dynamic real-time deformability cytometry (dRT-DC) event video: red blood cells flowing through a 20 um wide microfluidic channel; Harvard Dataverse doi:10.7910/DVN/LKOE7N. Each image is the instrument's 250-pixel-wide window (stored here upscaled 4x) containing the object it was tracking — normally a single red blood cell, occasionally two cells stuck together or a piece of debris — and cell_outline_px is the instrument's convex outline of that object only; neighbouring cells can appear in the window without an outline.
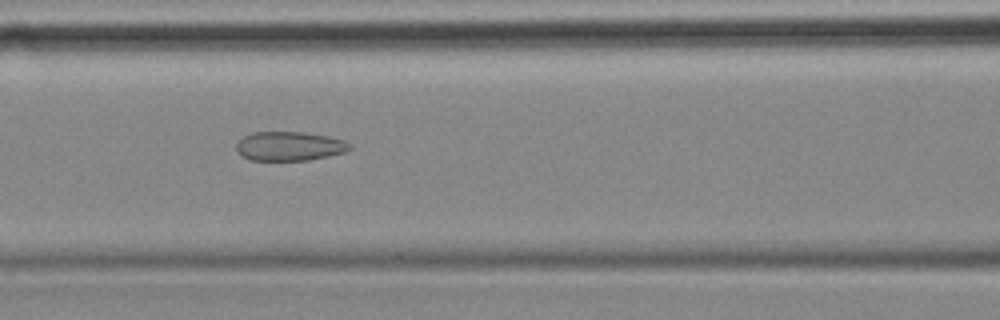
{"species": "common noctule bat (a hibernating species)", "species_latin": "Nyctalus noctula", "temperature_condition": "cold", "stored_images_in_passage": 32, "camera_frame_rate_fps": 3000, "um_per_image_px": 0.085, "animal": {"sex": "female", "body_mass_g": 18.4}, "frame": {"image": 1, "passage_image": 8, "time_ms": 2.333, "image_size_px": [1000, 320], "cell_outline_px": [[352, 148], [344, 152], [328, 156], [308, 160], [248, 160], [240, 156], [236, 148], [236, 144], [244, 136], [252, 132], [304, 132], [328, 136], [344, 140], [352, 144]], "centroid_in_image_um": [24.6, 12.42], "position_along_channel_um": 142.0, "area_um2": 19.36}}
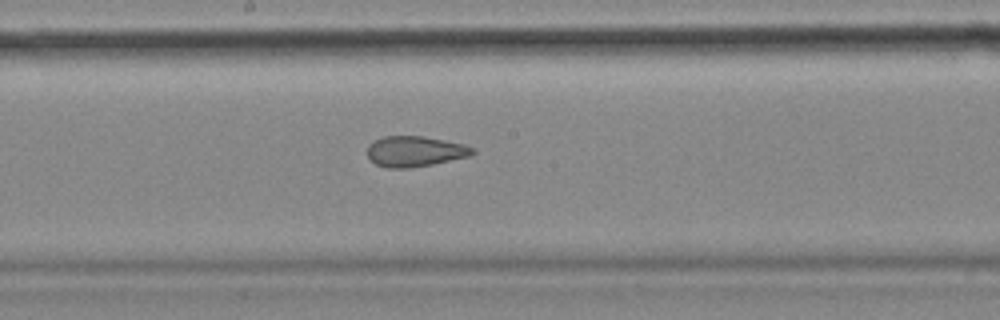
{"frame": {"image": 2, "passage_image": 14, "time_ms": 4.333, "image_size_px": [1000, 320], "cell_outline_px": [[476, 152], [472, 156], [412, 168], [384, 168], [376, 164], [368, 156], [368, 144], [384, 136], [424, 136], [464, 144], [476, 148]], "centroid_in_image_um": [35.32, 12.87], "position_along_channel_um": 212.9, "area_um2": 18.9}}
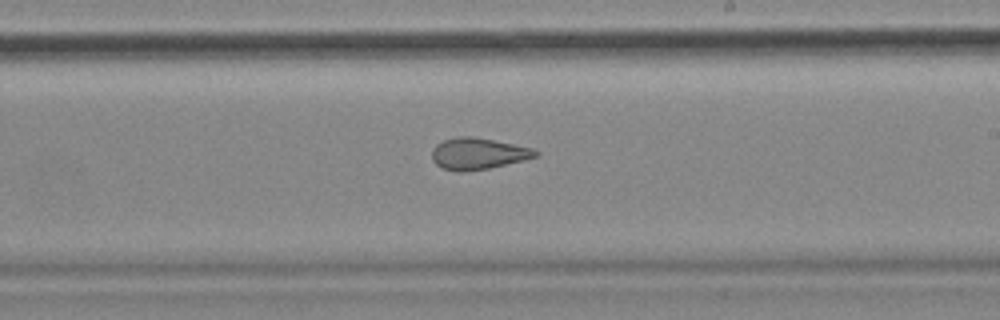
{"frame": {"image": 3, "passage_image": 17, "time_ms": 5.333, "image_size_px": [1000, 320], "cell_outline_px": [[540, 152], [536, 156], [524, 160], [488, 168], [464, 172], [456, 172], [440, 168], [432, 160], [432, 148], [436, 144], [444, 140], [460, 136], [472, 136], [532, 148]], "centroid_in_image_um": [40.58, 13.07], "position_along_channel_um": 248.4, "area_um2": 18.96}, "authors_computed_cell_mechanics": {"area_um2": 19.4208, "velocity_mm_per_s": 3.5645, "shape_relaxation_time_tau1_ms": null, "shape_relaxation_time_tau2_ms": 2.3149, "deformation_change_tau1": null, "deformation_change_tau2": 0.1075}}